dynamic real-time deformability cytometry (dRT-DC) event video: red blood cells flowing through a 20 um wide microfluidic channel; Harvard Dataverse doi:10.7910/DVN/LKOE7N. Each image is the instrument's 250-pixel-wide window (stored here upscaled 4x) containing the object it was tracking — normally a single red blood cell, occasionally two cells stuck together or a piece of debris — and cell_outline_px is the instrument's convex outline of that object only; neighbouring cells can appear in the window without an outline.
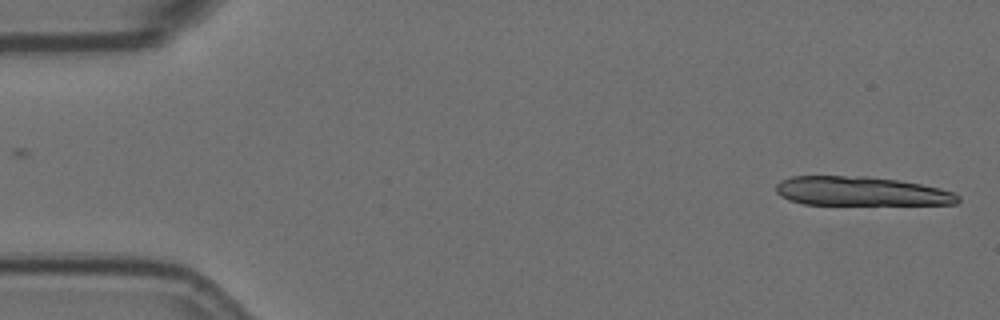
{"species": "Egyptian fruit bat (a non-hibernating species)", "species_latin": "Rousettus aegyptiacus", "temperature_condition": "room temperature", "stored_images_in_passage": 3, "camera_frame_rate_fps": 3000, "um_per_image_px": 0.085, "animal": {"sex": "female"}, "frame": {"image": 1, "passage_image": 3, "time_ms": 0.667, "image_size_px": [1000, 320], "cell_outline_px": [[960, 200], [956, 204], [804, 204], [788, 200], [780, 196], [776, 192], [776, 184], [780, 180], [792, 176], [868, 176], [900, 180], [940, 188], [952, 192], [960, 196]], "centroid_in_image_um": [73.16, 16.25], "position_along_channel_um": 11.8, "area_um2": 30.92}}